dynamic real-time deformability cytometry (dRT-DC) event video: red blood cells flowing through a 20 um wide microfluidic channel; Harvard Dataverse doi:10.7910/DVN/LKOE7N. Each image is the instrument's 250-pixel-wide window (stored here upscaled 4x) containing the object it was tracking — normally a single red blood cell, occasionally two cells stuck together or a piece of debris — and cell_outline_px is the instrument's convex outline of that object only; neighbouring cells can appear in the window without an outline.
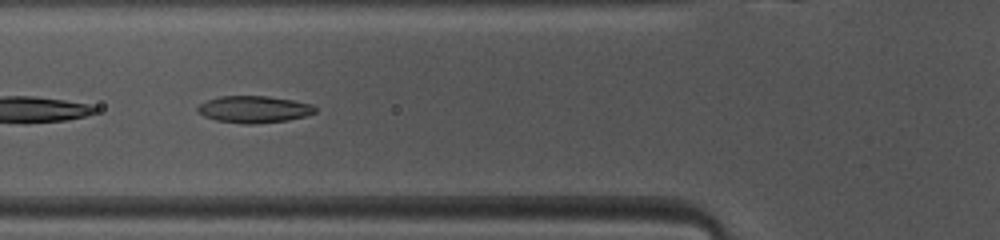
{"species": "common noctule bat (a hibernating species)", "species_latin": "Nyctalus noctula", "temperature_condition": "warm", "stored_images_in_passage": 26, "camera_frame_rate_fps": 3000, "um_per_image_px": 0.085, "animal": {"sex": "female", "body_mass_g": 10.0, "forearm_length_mm": 53.1}, "frame": {"image": 1, "passage_image": 8, "time_ms": 2.333, "image_size_px": [1000, 240], "cell_outline_px": [[316, 112], [304, 116], [288, 120], [252, 124], [244, 124], [216, 120], [204, 116], [196, 108], [200, 104], [208, 100], [220, 96], [268, 96], [292, 100], [312, 104], [316, 108]], "centroid_in_image_um": [21.6, 9.29], "position_along_channel_um": 104.2, "area_um2": 18.26}}